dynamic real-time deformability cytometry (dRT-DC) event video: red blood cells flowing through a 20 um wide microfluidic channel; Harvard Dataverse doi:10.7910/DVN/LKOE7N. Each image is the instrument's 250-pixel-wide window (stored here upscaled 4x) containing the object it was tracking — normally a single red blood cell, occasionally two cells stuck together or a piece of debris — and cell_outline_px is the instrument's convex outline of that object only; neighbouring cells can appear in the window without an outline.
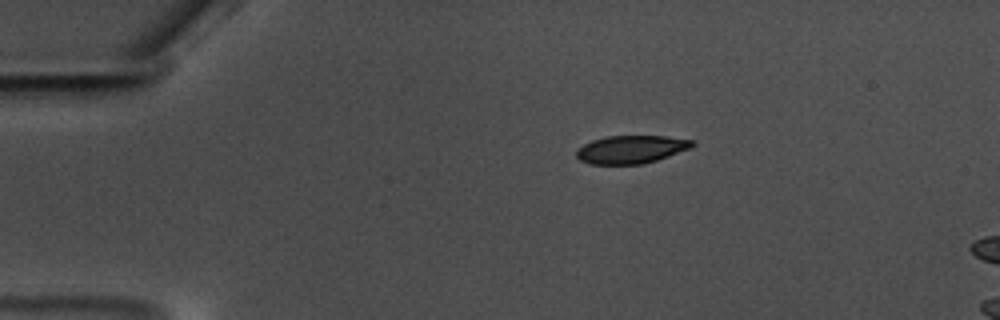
{"species": "common noctule bat (a hibernating species)", "species_latin": "Nyctalus noctula", "temperature_condition": "warm", "stored_images_in_passage": 7, "camera_frame_rate_fps": 3000, "um_per_image_px": 0.085, "animal": {"sex": "male", "body_mass_g": 17.5, "forearm_length_mm": 52.3}, "frame": {"image": 1, "passage_image": 2, "time_ms": 0.333, "image_size_px": [1000, 320], "cell_outline_px": [[696, 144], [692, 148], [656, 160], [640, 164], [592, 164], [580, 160], [576, 156], [576, 148], [592, 140], [608, 136], [668, 136], [696, 140]], "centroid_in_image_um": [53.68, 12.69], "position_along_channel_um": 31.3, "area_um2": 19.02}}